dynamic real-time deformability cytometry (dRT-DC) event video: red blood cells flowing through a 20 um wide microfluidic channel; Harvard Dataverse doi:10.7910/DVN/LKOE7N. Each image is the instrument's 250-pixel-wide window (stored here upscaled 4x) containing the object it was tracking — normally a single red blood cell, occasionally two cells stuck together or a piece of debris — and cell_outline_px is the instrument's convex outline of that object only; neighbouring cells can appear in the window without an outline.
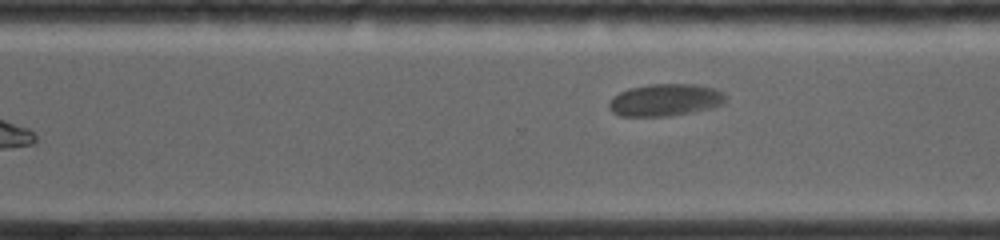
{"species": "common noctule bat (a hibernating species)", "species_latin": "Nyctalus noctula", "temperature_condition": "room temperature", "stored_images_in_passage": 23, "segment_of_instrument_passage": [2, 2], "camera_frame_rate_fps": 4000, "um_per_image_px": 0.085, "animal": {"sex": "female", "body_mass_g": 19.0, "forearm_length_mm": 56.7}, "frame": {"image": 1, "passage_image": 23, "time_ms": 9.0, "image_size_px": [1000, 240], "cell_outline_px": [[724, 100], [720, 104], [712, 108], [668, 116], [620, 116], [612, 112], [608, 108], [608, 104], [612, 96], [628, 88], [652, 84], [696, 84], [716, 88], [724, 92]], "centroid_in_image_um": [56.5, 8.49], "position_along_channel_um": 314.1, "area_um2": 21.91}}